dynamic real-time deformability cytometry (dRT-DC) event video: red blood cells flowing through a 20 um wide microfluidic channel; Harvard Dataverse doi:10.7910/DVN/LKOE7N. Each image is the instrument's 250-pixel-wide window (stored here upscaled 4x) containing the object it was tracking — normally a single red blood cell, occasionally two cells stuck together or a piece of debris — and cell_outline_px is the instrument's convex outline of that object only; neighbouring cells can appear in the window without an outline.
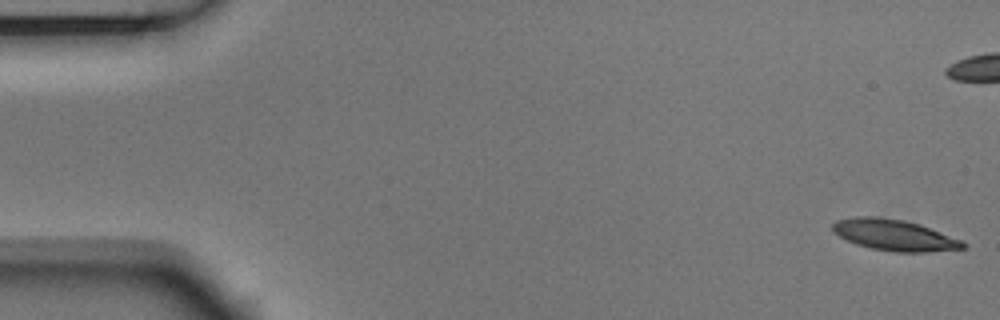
{"species": "Egyptian fruit bat (a non-hibernating species)", "species_latin": "Rousettus aegyptiacus", "temperature_condition": "room temperature", "stored_images_in_passage": 6, "camera_frame_rate_fps": 3000, "um_per_image_px": 0.085, "animal": {"sex": "male"}, "frame": {"image": 1, "passage_image": 1, "time_ms": 0.0, "image_size_px": [1000, 320], "cell_outline_px": [[968, 248], [928, 252], [896, 252], [872, 248], [856, 244], [840, 236], [832, 228], [832, 224], [836, 220], [856, 216], [876, 216], [904, 220], [920, 224], [964, 240], [968, 244]], "centroid_in_image_um": [76.1, 19.98], "position_along_channel_um": 8.9, "area_um2": 23.81}}